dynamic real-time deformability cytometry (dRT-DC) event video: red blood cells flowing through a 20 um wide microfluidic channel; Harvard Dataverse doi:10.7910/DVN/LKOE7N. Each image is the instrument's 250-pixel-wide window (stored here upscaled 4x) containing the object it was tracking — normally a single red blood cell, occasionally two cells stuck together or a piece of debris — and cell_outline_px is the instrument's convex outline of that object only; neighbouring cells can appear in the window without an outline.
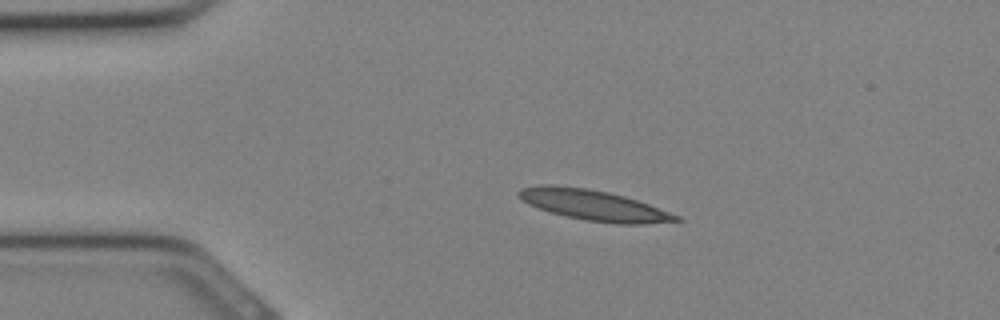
{"species": "Egyptian fruit bat (a non-hibernating species)", "species_latin": "Rousettus aegyptiacus", "temperature_condition": "cold", "stored_images_in_passage": 6, "camera_frame_rate_fps": 3000, "um_per_image_px": 0.085, "animal": {"sex": "female"}, "frame": {"image": 1, "passage_image": 1, "time_ms": 0.0, "image_size_px": [1000, 320], "cell_outline_px": [[684, 220], [644, 224], [616, 224], [584, 220], [552, 212], [528, 204], [516, 192], [520, 188], [540, 184], [552, 184], [584, 188], [608, 192], [624, 196], [648, 204], [680, 216]], "centroid_in_image_um": [50.47, 17.44], "position_along_channel_um": 34.5, "area_um2": 27.74}}
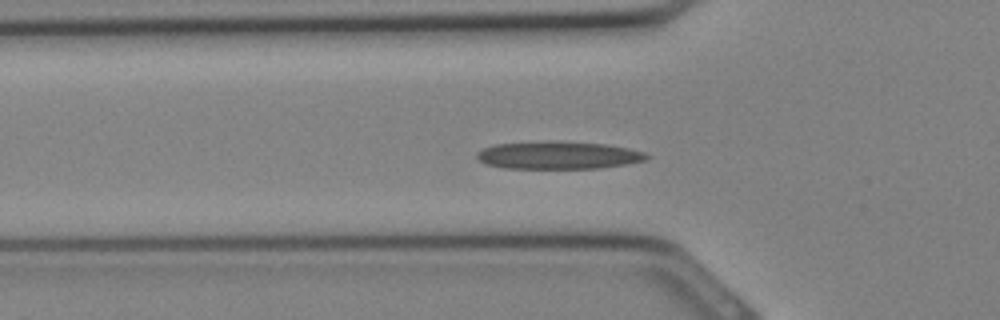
{"frame": {"image": 2, "passage_image": 5, "time_ms": 1.333, "image_size_px": [1000, 320], "cell_outline_px": [[652, 156], [648, 160], [628, 164], [600, 168], [504, 168], [488, 164], [480, 160], [476, 156], [476, 152], [484, 148], [496, 144], [604, 144], [628, 148], [644, 152]], "centroid_in_image_um": [47.55, 13.25], "position_along_channel_um": 78.3, "area_um2": 25.95}}